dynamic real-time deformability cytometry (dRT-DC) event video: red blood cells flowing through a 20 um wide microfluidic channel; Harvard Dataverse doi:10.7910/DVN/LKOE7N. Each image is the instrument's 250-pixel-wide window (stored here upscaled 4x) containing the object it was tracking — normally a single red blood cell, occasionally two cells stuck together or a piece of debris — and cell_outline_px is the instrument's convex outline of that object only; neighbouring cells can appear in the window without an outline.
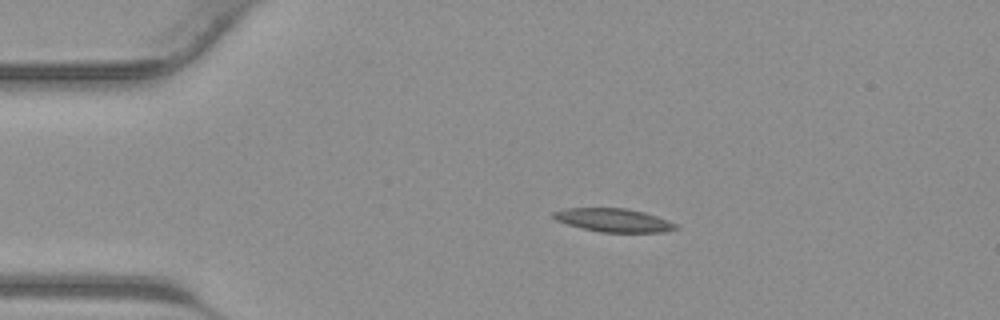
{"species": "common noctule bat (a hibernating species)", "species_latin": "Nyctalus noctula", "temperature_condition": "warm", "stored_images_in_passage": 36, "camera_frame_rate_fps": 3000, "um_per_image_px": 0.085, "animal": {"sex": "male", "body_mass_g": 23.1, "forearm_length_mm": 52.7}, "frame": {"image": 1, "passage_image": 8, "time_ms": 2.333, "image_size_px": [1000, 320], "cell_outline_px": [[680, 228], [664, 232], [600, 232], [580, 228], [556, 220], [552, 216], [552, 212], [564, 208], [628, 208], [644, 212], [668, 220], [676, 224]], "centroid_in_image_um": [52.15, 18.71], "position_along_channel_um": 32.9, "area_um2": 16.76}}
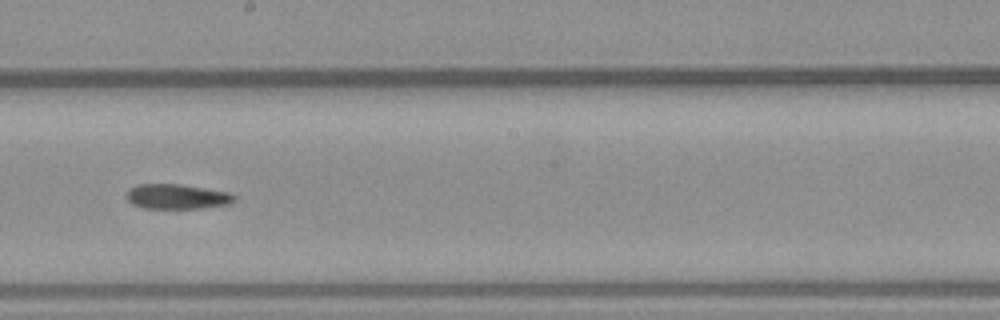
{"frame": {"image": 2, "passage_image": 23, "time_ms": 7.333, "image_size_px": [1000, 320], "cell_outline_px": [[236, 200], [232, 204], [200, 208], [144, 208], [132, 204], [128, 200], [128, 188], [136, 184], [180, 184], [228, 192], [236, 196]], "centroid_in_image_um": [15.06, 16.71], "position_along_channel_um": 233.1, "area_um2": 15.66}}
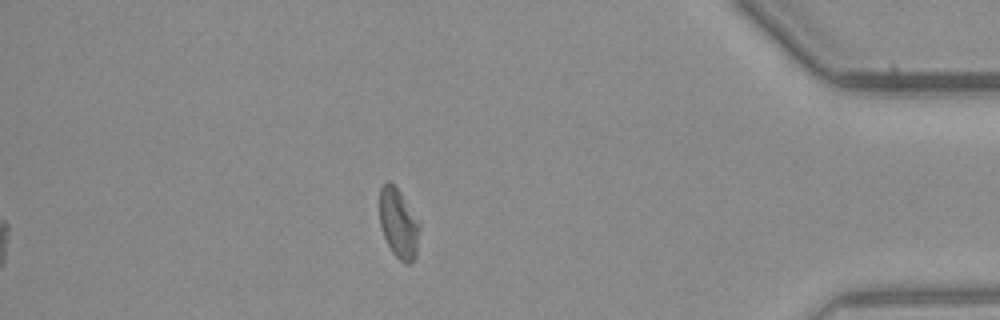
{"frame": {"image": 3, "passage_image": 36, "time_ms": 11.667, "image_size_px": [1000, 320], "cell_outline_px": [[420, 228], [416, 256], [408, 264], [404, 264], [392, 252], [384, 236], [380, 224], [380, 188], [388, 180], [400, 192], [420, 224]], "centroid_in_image_um": [33.88, 19.02], "position_along_channel_um": 401.3, "area_um2": 15.95}}